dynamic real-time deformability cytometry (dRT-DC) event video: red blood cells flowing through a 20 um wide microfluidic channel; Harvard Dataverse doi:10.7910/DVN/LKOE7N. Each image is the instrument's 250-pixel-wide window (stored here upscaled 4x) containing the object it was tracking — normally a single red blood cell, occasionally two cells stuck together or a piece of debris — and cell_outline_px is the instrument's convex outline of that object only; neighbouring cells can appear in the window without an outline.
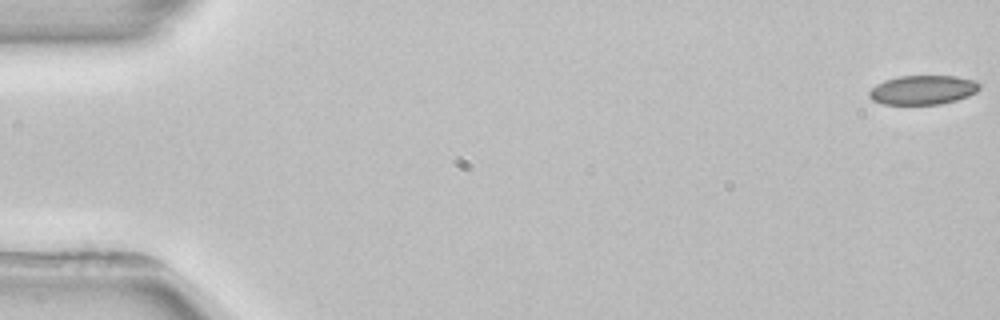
{"species": "common noctule bat (a hibernating species)", "species_latin": "Nyctalus noctula", "temperature_condition": "room temperature", "stored_images_in_passage": 5, "camera_frame_rate_fps": 3000, "um_per_image_px": 0.085, "animal": {"sex": "female", "body_mass_g": 22.7, "forearm_length_mm": 54.2}, "frame": {"image": 1, "passage_image": 1, "time_ms": 0.0, "image_size_px": [1000, 320], "cell_outline_px": [[980, 88], [976, 92], [968, 96], [956, 100], [940, 104], [884, 104], [872, 100], [868, 96], [868, 92], [876, 84], [884, 80], [900, 76], [956, 76], [976, 80], [980, 84]], "centroid_in_image_um": [78.45, 7.64], "position_along_channel_um": 6.6, "area_um2": 18.84}}
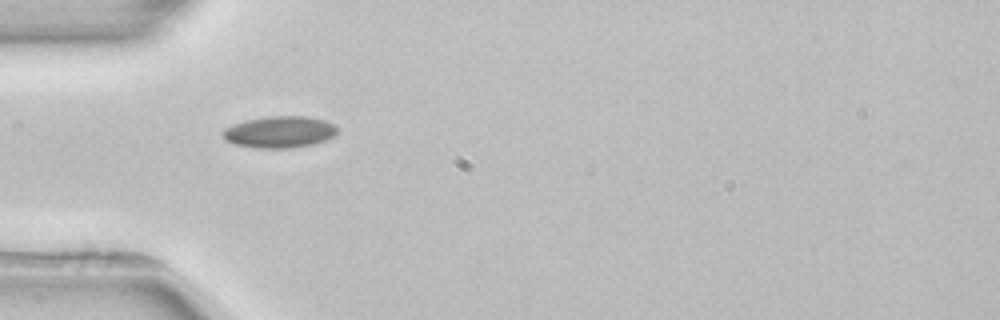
{"frame": {"image": 2, "passage_image": 4, "time_ms": 5.333, "image_size_px": [1000, 320], "cell_outline_px": [[340, 128], [332, 136], [324, 140], [312, 144], [292, 148], [252, 148], [236, 144], [224, 140], [224, 128], [248, 120], [268, 116], [304, 116], [324, 120], [336, 124]], "centroid_in_image_um": [23.79, 11.22], "position_along_channel_um": 61.2, "area_um2": 20.98}}